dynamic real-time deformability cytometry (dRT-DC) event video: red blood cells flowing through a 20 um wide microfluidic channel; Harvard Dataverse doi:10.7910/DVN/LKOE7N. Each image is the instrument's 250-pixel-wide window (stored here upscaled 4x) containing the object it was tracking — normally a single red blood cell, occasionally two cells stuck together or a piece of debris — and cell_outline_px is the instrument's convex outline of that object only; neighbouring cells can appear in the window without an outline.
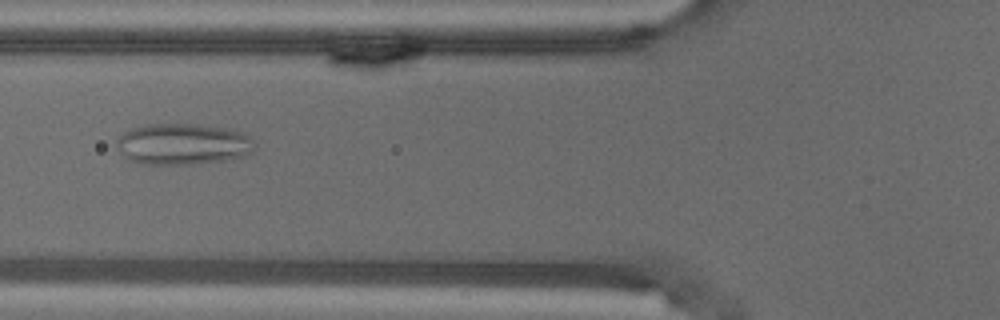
{"species": "common noctule bat (a hibernating species)", "species_latin": "Nyctalus noctula", "temperature_condition": "warm", "stored_images_in_passage": 40, "camera_frame_rate_fps": 3000, "um_per_image_px": 0.085, "animal": {"sex": "male", "body_mass_g": 18.8}, "frame": {"image": 1, "passage_image": 6, "time_ms": 1.667, "image_size_px": [1000, 320], "cell_outline_px": [[256, 148], [252, 152], [244, 156], [224, 160], [196, 164], [144, 164], [128, 160], [116, 148], [116, 140], [124, 132], [132, 128], [148, 124], [196, 124], [232, 128], [244, 132], [256, 144]], "centroid_in_image_um": [15.57, 12.24], "position_along_channel_um": 110.2, "area_um2": 33.58}}
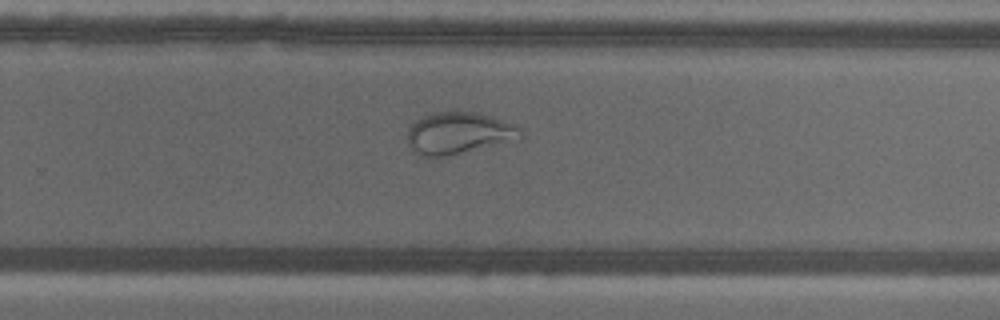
{"frame": {"image": 2, "passage_image": 21, "time_ms": 6.667, "image_size_px": [1000, 320], "cell_outline_px": [[524, 136], [520, 140], [448, 156], [424, 156], [412, 152], [408, 140], [408, 128], [416, 120], [424, 116], [436, 112], [476, 112], [492, 116], [516, 124], [524, 128]], "centroid_in_image_um": [39.09, 11.32], "position_along_channel_um": 290.7, "area_um2": 28.09}}
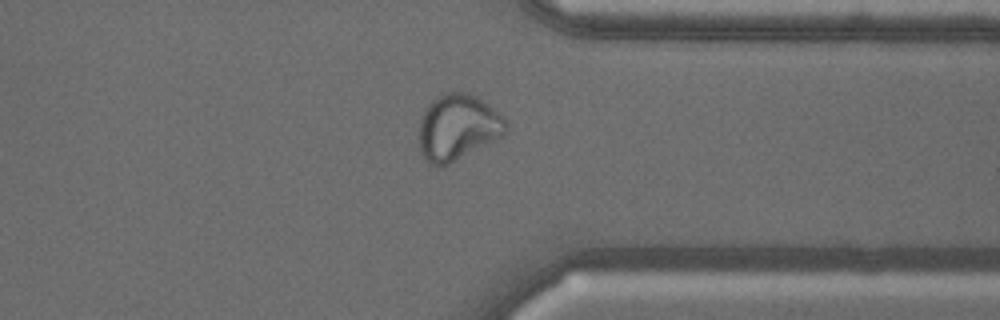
{"frame": {"image": 3, "passage_image": 28, "time_ms": 9.0, "image_size_px": [1000, 320], "cell_outline_px": [[508, 128], [496, 140], [448, 164], [436, 168], [432, 168], [428, 164], [420, 152], [420, 120], [428, 104], [436, 96], [444, 92], [468, 92], [476, 96], [500, 112], [504, 116], [508, 124]], "centroid_in_image_um": [38.91, 10.82], "position_along_channel_um": 372.5, "area_um2": 33.64}}